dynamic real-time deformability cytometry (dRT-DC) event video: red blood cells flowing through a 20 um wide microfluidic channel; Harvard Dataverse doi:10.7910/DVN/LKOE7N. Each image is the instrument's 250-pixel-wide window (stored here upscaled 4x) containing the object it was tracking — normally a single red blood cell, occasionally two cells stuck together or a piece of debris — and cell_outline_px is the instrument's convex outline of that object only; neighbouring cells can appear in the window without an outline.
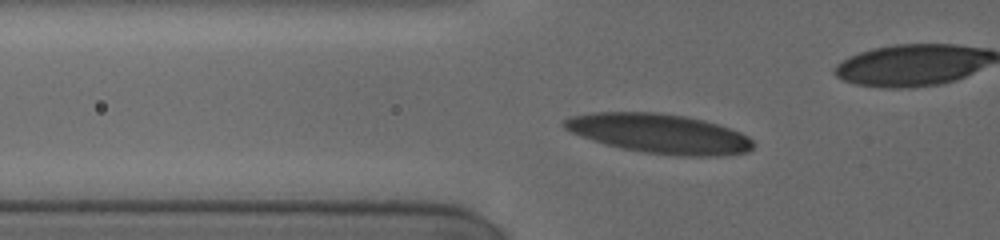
{"species": "human", "species_latin": "Homo sapiens", "temperature_condition": "cold", "stored_images_in_passage": 57, "camera_frame_rate_fps": 3000, "um_per_image_px": 0.085, "donor": {"sex": "female"}, "frame": {"image": 1, "passage_image": 2, "time_ms": 0.333, "image_size_px": [1000, 240], "cell_outline_px": [[756, 144], [748, 152], [720, 156], [676, 156], [644, 152], [624, 148], [592, 140], [580, 136], [564, 128], [564, 120], [568, 116], [592, 112], [656, 112], [684, 116], [704, 120], [740, 132], [748, 136]], "centroid_in_image_um": [56.06, 11.35], "position_along_channel_um": 69.7, "area_um2": 43.41}}
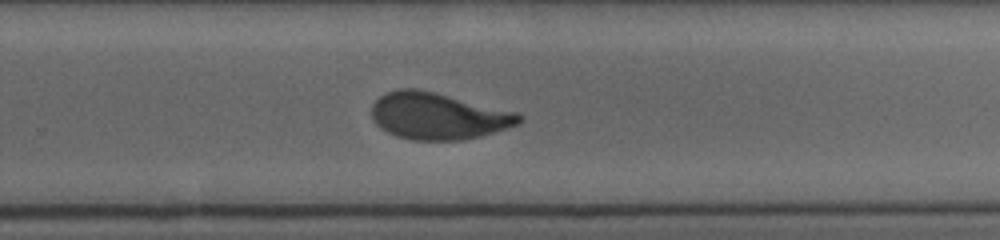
{"frame": {"image": 2, "passage_image": 26, "time_ms": 6.333, "image_size_px": [1000, 240], "cell_outline_px": [[524, 120], [520, 124], [480, 136], [460, 140], [412, 140], [396, 136], [388, 132], [376, 124], [372, 120], [372, 104], [384, 92], [396, 88], [416, 88], [520, 112], [524, 116]], "centroid_in_image_um": [37.26, 9.85], "position_along_channel_um": 292.5, "area_um2": 40.46}}
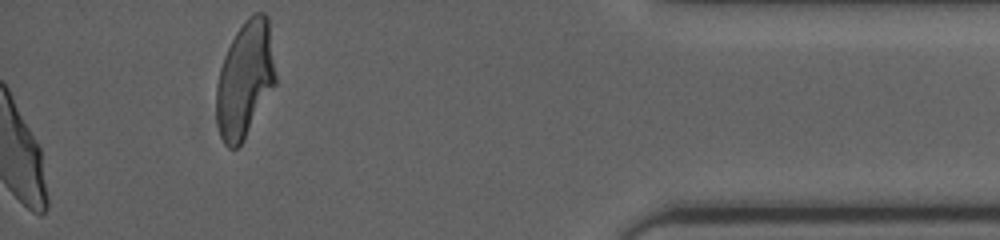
{"frame": {"image": 3, "passage_image": 57, "time_ms": 12.0, "image_size_px": [1000, 240], "cell_outline_px": [[276, 84], [240, 144], [236, 148], [228, 148], [224, 144], [220, 136], [216, 124], [216, 84], [220, 68], [224, 56], [236, 32], [244, 20], [248, 16], [256, 12], [264, 12], [268, 16], [276, 76]], "centroid_in_image_um": [20.81, 6.73], "position_along_channel_um": 414.4, "area_um2": 40.06}, "authors_computed_cell_mechanics": {"area_um2": 40.3444, "velocity_mm_per_s": 3.8376, "shape_relaxation_time_tau1_ms": 4.6867, "shape_relaxation_time_tau2_ms": 0.9728, "deformation_change_tau1": 0.1818, "deformation_change_tau2": 0.0744}}